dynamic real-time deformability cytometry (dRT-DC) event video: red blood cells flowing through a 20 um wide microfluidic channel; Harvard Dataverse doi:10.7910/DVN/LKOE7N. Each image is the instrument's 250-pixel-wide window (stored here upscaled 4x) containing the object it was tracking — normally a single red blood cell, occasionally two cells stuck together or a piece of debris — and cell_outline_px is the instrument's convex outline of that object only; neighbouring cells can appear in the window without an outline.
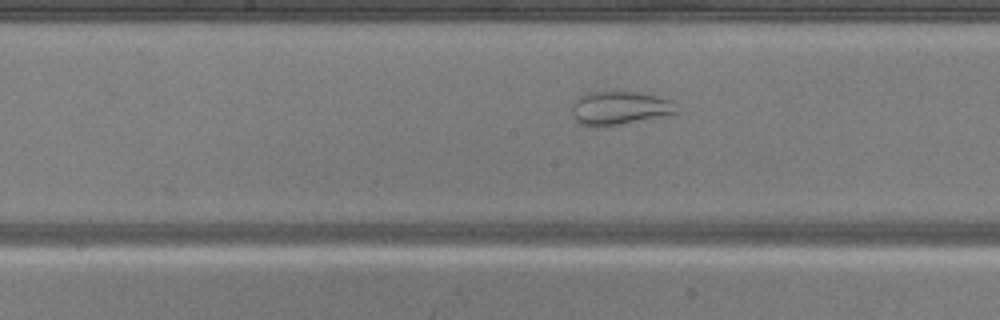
{"species": "common noctule bat (a hibernating species)", "species_latin": "Nyctalus noctula", "temperature_condition": "warm", "stored_images_in_passage": 44, "camera_frame_rate_fps": 3000, "um_per_image_px": 0.085, "animal": {"sex": "male", "body_mass_g": 20.5, "forearm_length_mm": 52.5}, "frame": {"image": 1, "passage_image": 19, "time_ms": 6.0, "image_size_px": [1000, 320], "cell_outline_px": [[680, 112], [668, 116], [648, 120], [604, 128], [596, 128], [580, 124], [576, 120], [572, 112], [572, 104], [584, 92], [616, 88], [620, 88], [652, 92], [672, 100]], "centroid_in_image_um": [52.74, 9.13], "position_along_channel_um": 195.5, "area_um2": 22.54}}
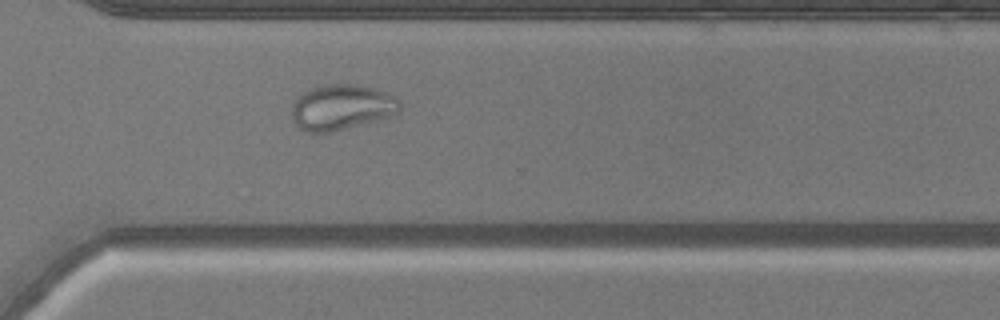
{"frame": {"image": 2, "passage_image": 30, "time_ms": 9.667, "image_size_px": [1000, 320], "cell_outline_px": [[400, 112], [396, 116], [332, 132], [304, 132], [292, 120], [292, 104], [296, 96], [300, 92], [308, 88], [324, 84], [360, 84], [388, 92], [400, 100]], "centroid_in_image_um": [29.05, 9.1], "position_along_channel_um": 341.5, "area_um2": 29.54}}
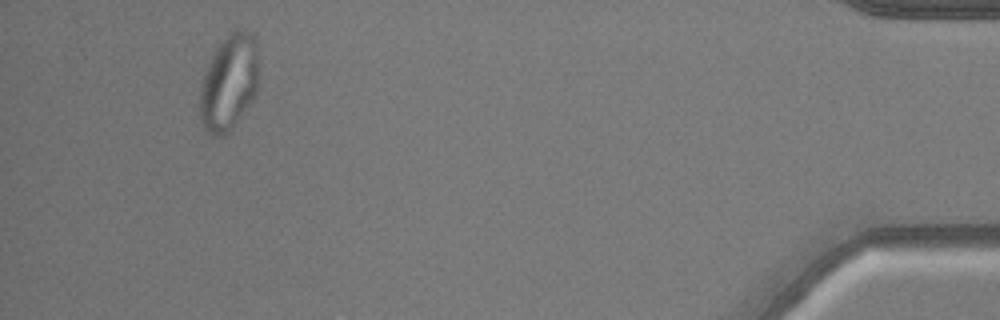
{"frame": {"image": 3, "passage_image": 41, "time_ms": 13.333, "image_size_px": [1000, 320], "cell_outline_px": [[256, 92], [252, 100], [232, 128], [224, 136], [212, 136], [208, 132], [200, 120], [200, 92], [204, 76], [208, 64], [212, 56], [220, 44], [236, 28], [244, 28], [252, 32], [256, 40]], "centroid_in_image_um": [19.46, 7.02], "position_along_channel_um": 415.7, "area_um2": 32.19}}